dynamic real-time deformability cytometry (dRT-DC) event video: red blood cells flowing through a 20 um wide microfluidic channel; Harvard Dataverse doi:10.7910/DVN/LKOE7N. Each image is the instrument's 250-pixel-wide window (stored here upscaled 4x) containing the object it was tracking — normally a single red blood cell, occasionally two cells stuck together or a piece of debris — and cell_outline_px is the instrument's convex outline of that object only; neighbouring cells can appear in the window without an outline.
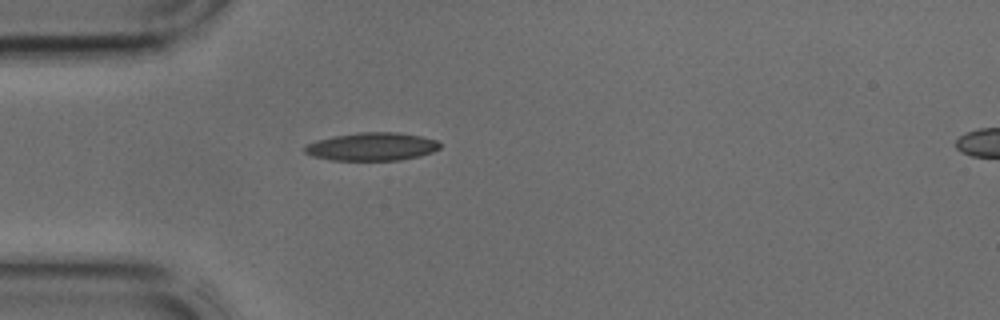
{"species": "common noctule bat (a hibernating species)", "species_latin": "Nyctalus noctula", "temperature_condition": "cold", "stored_images_in_passage": 32, "camera_frame_rate_fps": 3000, "um_per_image_px": 0.085, "animal": {"sex": "male", "body_mass_g": 17.9, "forearm_length_mm": 54.2}, "frame": {"image": 1, "passage_image": 1, "time_ms": 0.0, "image_size_px": [1000, 320], "cell_outline_px": [[440, 148], [432, 152], [420, 156], [400, 160], [332, 160], [312, 156], [304, 152], [304, 148], [308, 144], [316, 140], [332, 136], [356, 132], [396, 132], [420, 136], [436, 140], [440, 144]], "centroid_in_image_um": [31.6, 12.46], "position_along_channel_um": 53.4, "area_um2": 22.14}}
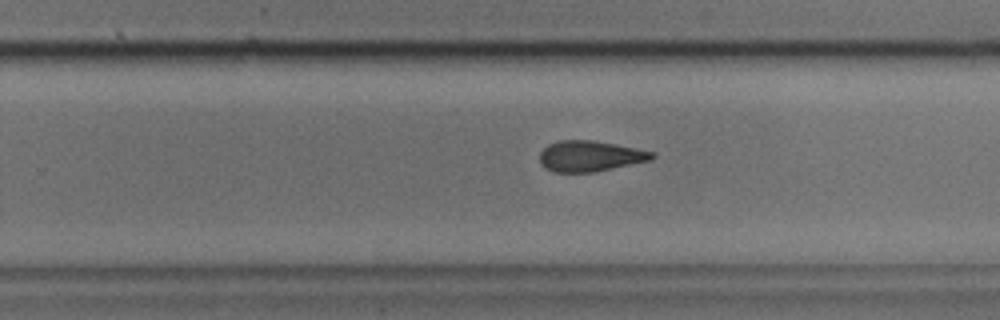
{"frame": {"image": 2, "passage_image": 16, "time_ms": 5.0, "image_size_px": [1000, 320], "cell_outline_px": [[656, 156], [652, 160], [596, 172], [552, 172], [544, 168], [540, 164], [540, 152], [548, 144], [560, 140], [592, 140], [636, 148], [656, 152]], "centroid_in_image_um": [50.16, 13.28], "position_along_channel_um": 279.6, "area_um2": 20.35}}
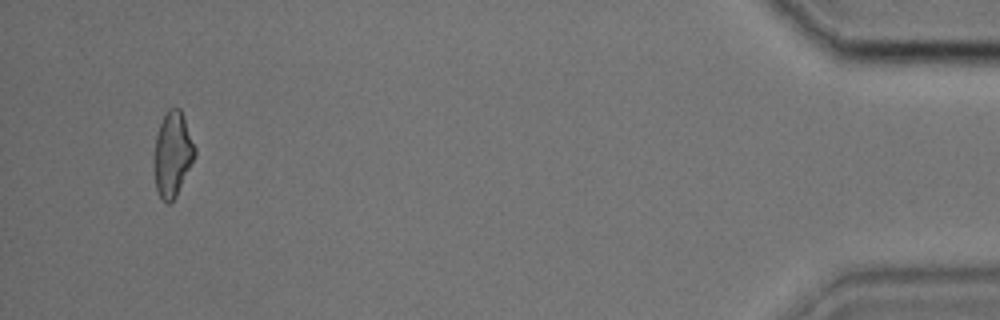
{"frame": {"image": 3, "passage_image": 30, "time_ms": 9.667, "image_size_px": [1000, 320], "cell_outline_px": [[196, 156], [176, 196], [168, 204], [160, 200], [156, 188], [152, 160], [156, 136], [160, 124], [168, 108], [180, 108], [184, 116], [196, 148]], "centroid_in_image_um": [14.66, 13.13], "position_along_channel_um": 420.5, "area_um2": 20.52}}